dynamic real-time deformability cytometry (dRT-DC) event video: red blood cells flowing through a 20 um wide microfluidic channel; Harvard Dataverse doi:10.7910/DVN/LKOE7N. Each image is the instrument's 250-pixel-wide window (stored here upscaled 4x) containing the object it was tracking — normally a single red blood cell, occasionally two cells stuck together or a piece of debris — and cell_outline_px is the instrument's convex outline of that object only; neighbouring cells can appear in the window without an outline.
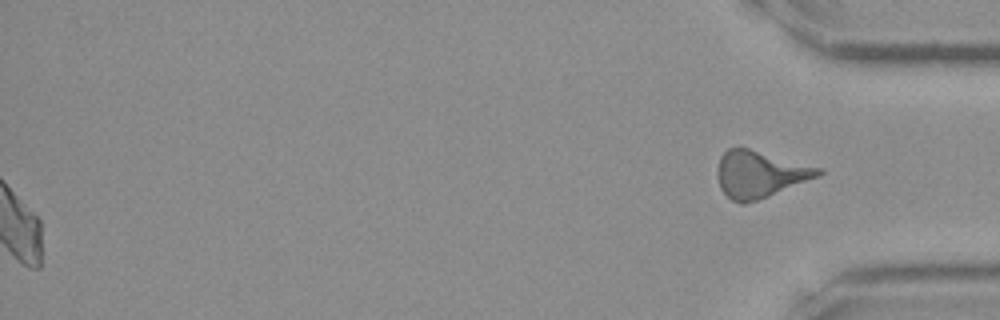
{"species": "Egyptian fruit bat (a non-hibernating species)", "species_latin": "Rousettus aegyptiacus", "temperature_condition": "room temperature", "stored_images_in_passage": 34, "segment_of_instrument_passage": [2, 2], "camera_frame_rate_fps": 3000, "um_per_image_px": 0.085, "frame": {"image": 1, "passage_image": 34, "time_ms": 11.0, "image_size_px": [1000, 320], "cell_outline_px": [[824, 172], [820, 176], [768, 196], [744, 204], [740, 204], [732, 200], [720, 188], [716, 176], [716, 172], [720, 156], [728, 148], [748, 148], [824, 168]], "centroid_in_image_um": [64.59, 14.8], "position_along_channel_um": 370.6, "area_um2": 27.57}}